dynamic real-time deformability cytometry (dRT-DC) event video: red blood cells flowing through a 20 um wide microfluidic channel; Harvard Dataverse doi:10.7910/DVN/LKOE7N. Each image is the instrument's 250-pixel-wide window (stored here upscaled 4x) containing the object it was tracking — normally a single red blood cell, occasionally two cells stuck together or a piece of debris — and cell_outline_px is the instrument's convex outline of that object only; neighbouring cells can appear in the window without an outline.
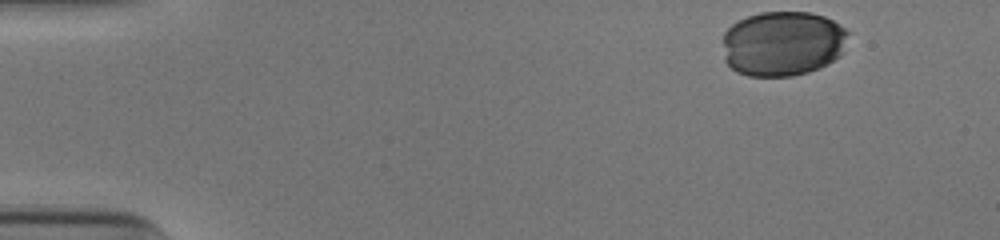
{"species": "human", "species_latin": "Homo sapiens", "temperature_condition": "cold", "stored_images_in_passage": 38, "camera_frame_rate_fps": 3000, "um_per_image_px": 0.085, "donor": {"sex": "male"}, "frame": {"image": 1, "passage_image": 1, "time_ms": 0.0, "image_size_px": [1000, 240], "cell_outline_px": [[848, 32], [844, 52], [840, 56], [808, 72], [792, 76], [748, 76], [736, 72], [724, 60], [724, 32], [732, 24], [748, 16], [760, 12], [812, 12], [824, 16], [840, 24]], "centroid_in_image_um": [66.53, 3.69], "position_along_channel_um": 18.5, "area_um2": 47.63}}
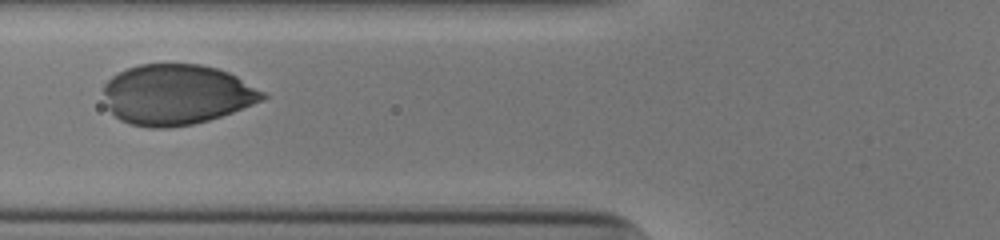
{"frame": {"image": 2, "passage_image": 17, "time_ms": 5.333, "image_size_px": [1000, 240], "cell_outline_px": [[268, 96], [264, 100], [232, 112], [208, 120], [192, 124], [168, 128], [148, 128], [128, 124], [120, 120], [108, 108], [104, 92], [104, 84], [112, 76], [128, 68], [140, 64], [200, 64], [216, 68], [228, 72], [236, 76], [264, 92]], "centroid_in_image_um": [15.0, 8.05], "position_along_channel_um": 110.8, "area_um2": 55.83}}
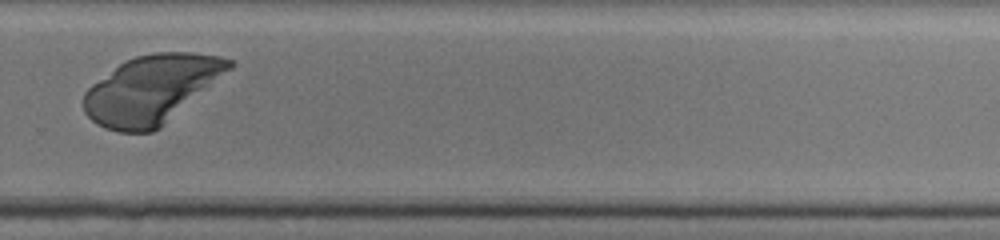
{"frame": {"image": 3, "passage_image": 33, "time_ms": 10.667, "image_size_px": [1000, 240], "cell_outline_px": [[236, 64], [232, 68], [160, 128], [152, 132], [120, 132], [104, 128], [96, 124], [84, 112], [84, 92], [92, 84], [120, 64], [136, 56], [156, 52], [188, 52], [220, 56], [236, 60]], "centroid_in_image_um": [12.89, 7.6], "position_along_channel_um": 316.9, "area_um2": 57.45}}